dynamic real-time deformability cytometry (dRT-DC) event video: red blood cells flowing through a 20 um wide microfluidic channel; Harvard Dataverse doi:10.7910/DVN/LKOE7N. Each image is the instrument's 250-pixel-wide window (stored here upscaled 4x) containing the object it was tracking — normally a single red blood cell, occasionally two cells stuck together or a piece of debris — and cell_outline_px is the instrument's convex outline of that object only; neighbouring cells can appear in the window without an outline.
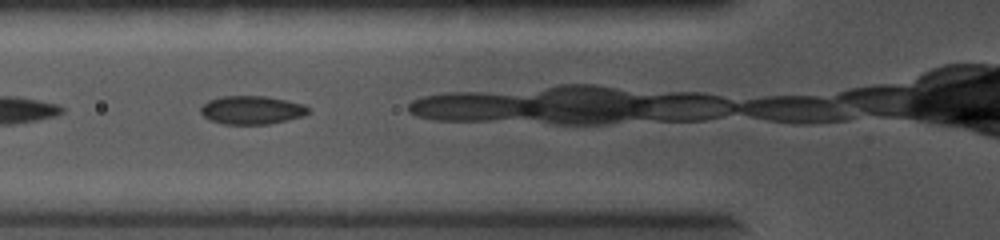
{"species": "common noctule bat (a hibernating species)", "species_latin": "Nyctalus noctula", "temperature_condition": "cold", "stored_images_in_passage": 5, "camera_frame_rate_fps": 5000, "um_per_image_px": 0.085, "animal": {"sex": "female", "body_mass_g": 19.0, "forearm_length_mm": 56.7}, "frame": {"image": 1, "passage_image": 3, "time_ms": 0.4, "image_size_px": [1000, 240], "cell_outline_px": [[312, 108], [304, 116], [288, 120], [268, 124], [224, 124], [212, 120], [204, 116], [200, 112], [200, 108], [208, 100], [220, 96], [264, 96], [304, 104]], "centroid_in_image_um": [21.42, 9.35], "position_along_channel_um": 104.4, "area_um2": 17.8}}